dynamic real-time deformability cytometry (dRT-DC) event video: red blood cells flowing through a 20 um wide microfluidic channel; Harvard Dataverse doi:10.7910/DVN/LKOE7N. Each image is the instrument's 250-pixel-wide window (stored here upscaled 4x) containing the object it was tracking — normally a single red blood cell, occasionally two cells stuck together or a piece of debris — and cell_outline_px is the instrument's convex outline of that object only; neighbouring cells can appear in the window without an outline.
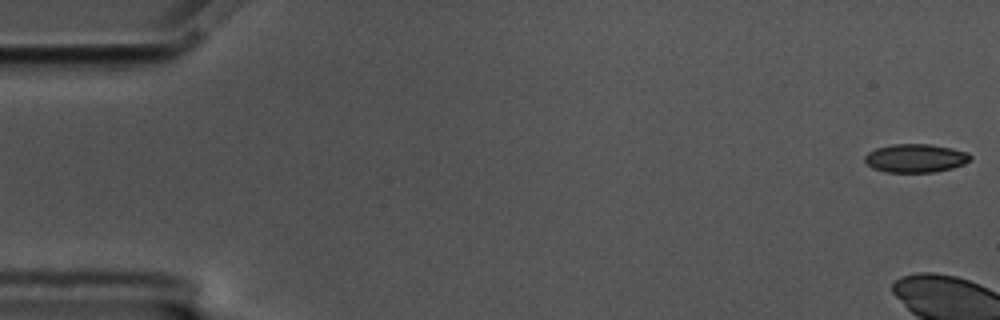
{"species": "common noctule bat (a hibernating species)", "species_latin": "Nyctalus noctula", "temperature_condition": "cold", "stored_images_in_passage": 6, "camera_frame_rate_fps": 3000, "um_per_image_px": 0.085, "animal": {"sex": "male", "body_mass_g": 17.5, "forearm_length_mm": 52.3}, "frame": {"image": 1, "passage_image": 1, "time_ms": 0.0, "image_size_px": [1000, 320], "cell_outline_px": [[972, 160], [964, 164], [952, 168], [936, 172], [888, 172], [872, 168], [864, 160], [864, 156], [868, 152], [876, 148], [892, 144], [928, 144], [952, 148], [968, 152], [972, 156]], "centroid_in_image_um": [77.85, 13.44], "position_along_channel_um": 7.2, "area_um2": 17.63}}